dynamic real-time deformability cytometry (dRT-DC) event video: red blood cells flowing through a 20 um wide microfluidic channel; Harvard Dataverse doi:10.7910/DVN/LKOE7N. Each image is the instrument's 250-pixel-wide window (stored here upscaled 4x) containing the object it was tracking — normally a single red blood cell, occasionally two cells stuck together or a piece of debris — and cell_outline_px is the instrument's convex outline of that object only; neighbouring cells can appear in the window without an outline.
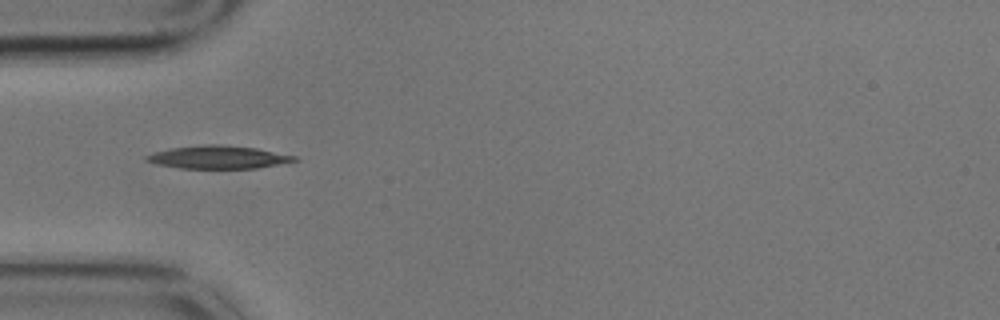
{"species": "common noctule bat (a hibernating species)", "species_latin": "Nyctalus noctula", "temperature_condition": "cold", "stored_images_in_passage": 6, "camera_frame_rate_fps": 3000, "um_per_image_px": 0.085, "animal": {"sex": "male", "body_mass_g": 17.9}, "frame": {"image": 1, "passage_image": 1, "time_ms": 0.0, "image_size_px": [1000, 320], "cell_outline_px": [[300, 160], [256, 168], [180, 168], [156, 164], [144, 160], [144, 156], [156, 152], [172, 148], [208, 144], [220, 144], [256, 148], [296, 156]], "centroid_in_image_um": [18.55, 13.36], "position_along_channel_um": 66.5, "area_um2": 19.59}}
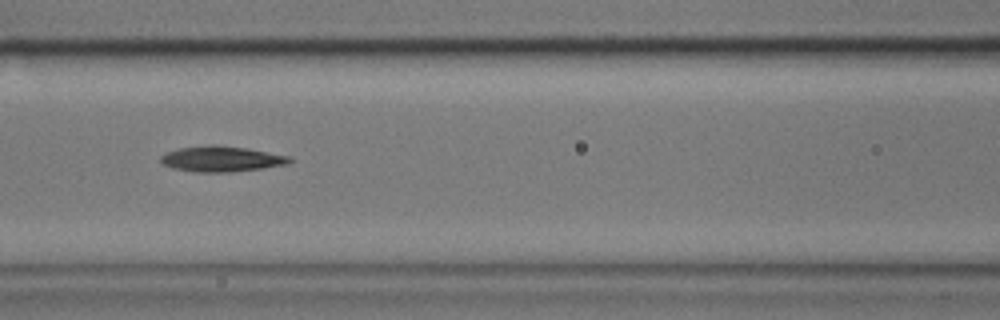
{"frame": {"image": 2, "passage_image": 3, "time_ms": 0.667, "image_size_px": [1000, 320], "cell_outline_px": [[296, 160], [288, 164], [264, 168], [232, 172], [192, 172], [172, 168], [164, 164], [160, 160], [160, 156], [168, 152], [180, 148], [212, 144], [216, 144], [248, 148], [292, 156]], "centroid_in_image_um": [18.9, 13.51], "position_along_channel_um": 147.7, "area_um2": 19.54}}
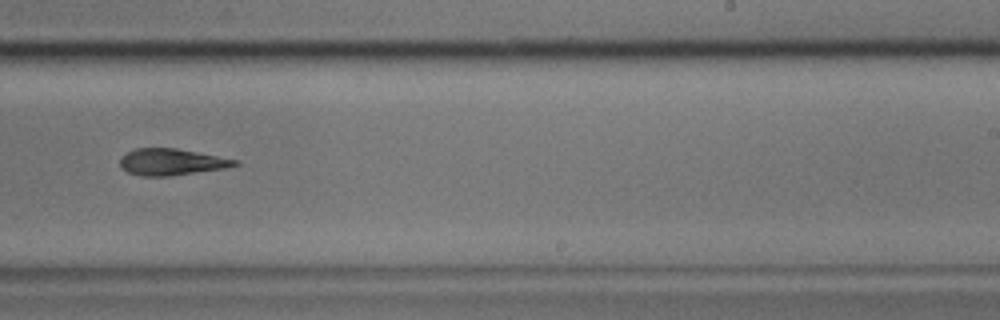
{"frame": {"image": 3, "passage_image": 6, "time_ms": 1.667, "image_size_px": [1000, 320], "cell_outline_px": [[240, 164], [224, 168], [168, 176], [140, 176], [128, 172], [120, 168], [120, 160], [128, 152], [136, 148], [176, 148], [240, 160]], "centroid_in_image_um": [14.58, 13.77], "position_along_channel_um": 274.4, "area_um2": 17.63}}